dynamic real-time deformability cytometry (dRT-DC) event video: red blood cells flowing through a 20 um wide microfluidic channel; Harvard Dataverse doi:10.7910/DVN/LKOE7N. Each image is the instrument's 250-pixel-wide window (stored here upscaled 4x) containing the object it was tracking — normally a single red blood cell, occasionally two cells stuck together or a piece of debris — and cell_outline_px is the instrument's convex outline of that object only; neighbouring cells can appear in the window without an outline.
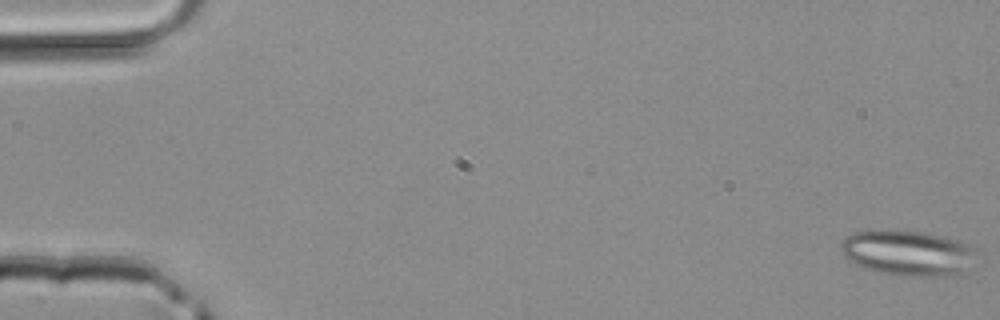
{"species": "common noctule bat (a hibernating species)", "species_latin": "Nyctalus noctula", "temperature_condition": "room temperature", "stored_images_in_passage": 5, "camera_frame_rate_fps": 3000, "um_per_image_px": 0.085, "animal": {"sex": "male", "body_mass_g": 20.4}, "frame": {"image": 1, "passage_image": 1, "time_ms": 0.0, "image_size_px": [1000, 320], "cell_outline_px": [[972, 252], [960, 272], [952, 276], [904, 276], [876, 272], [864, 268], [848, 260], [844, 256], [840, 248], [840, 244], [848, 236], [856, 232], [888, 228], [896, 228], [924, 232], [956, 240], [968, 244], [972, 248]], "centroid_in_image_um": [77.01, 21.47], "position_along_channel_um": 8.0, "area_um2": 35.43}}